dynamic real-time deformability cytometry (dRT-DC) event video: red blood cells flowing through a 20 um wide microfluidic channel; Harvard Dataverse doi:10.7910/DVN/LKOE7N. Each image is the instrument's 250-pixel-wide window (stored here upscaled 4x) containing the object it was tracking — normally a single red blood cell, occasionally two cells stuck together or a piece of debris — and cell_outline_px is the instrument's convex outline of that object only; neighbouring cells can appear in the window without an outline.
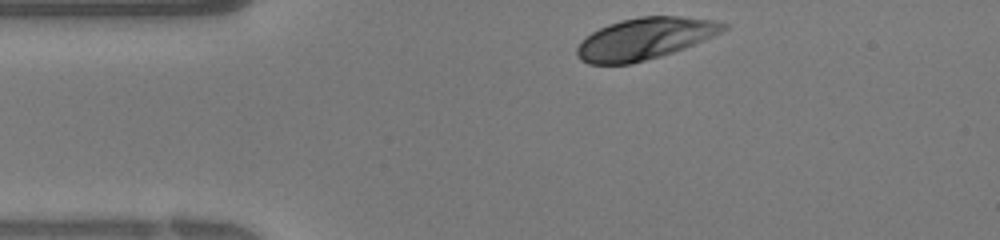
{"species": "human", "species_latin": "Homo sapiens", "temperature_condition": "warm", "stored_images_in_passage": 26, "camera_frame_rate_fps": 3000, "um_per_image_px": 0.085, "donor": {"sex": "female"}, "frame": {"image": 1, "passage_image": 1, "time_ms": 0.0, "image_size_px": [1000, 240], "cell_outline_px": [[728, 28], [704, 40], [684, 48], [660, 56], [632, 64], [588, 64], [580, 60], [576, 56], [576, 48], [592, 32], [608, 24], [620, 20], [640, 16], [680, 16], [716, 20], [728, 24]], "centroid_in_image_um": [54.81, 3.28], "position_along_channel_um": 30.2, "area_um2": 35.43}}
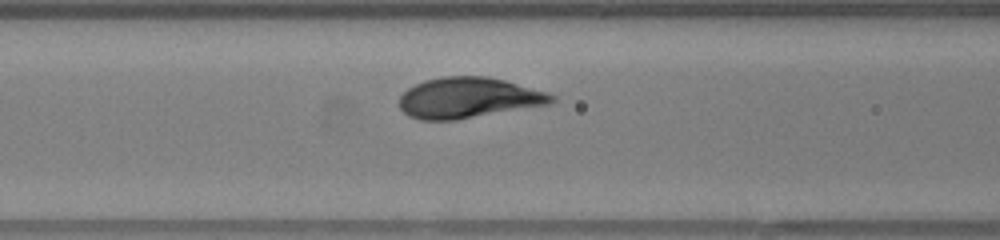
{"frame": {"image": 2, "passage_image": 9, "time_ms": 2.667, "image_size_px": [1000, 240], "cell_outline_px": [[556, 100], [548, 104], [456, 120], [420, 120], [408, 116], [400, 108], [400, 96], [408, 88], [424, 80], [444, 76], [488, 76], [504, 80], [548, 92], [556, 96]], "centroid_in_image_um": [39.81, 8.31], "position_along_channel_um": 126.8, "area_um2": 36.01}}
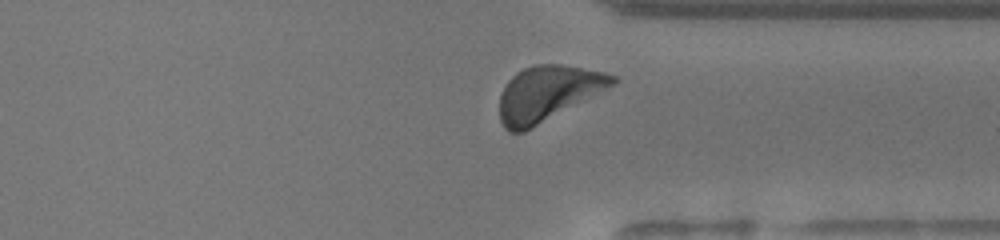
{"frame": {"image": 3, "passage_image": 23, "time_ms": 7.333, "image_size_px": [1000, 240], "cell_outline_px": [[620, 80], [616, 84], [532, 128], [524, 132], [508, 132], [504, 128], [500, 120], [500, 96], [508, 80], [516, 72], [524, 68], [536, 64], [560, 64], [604, 72], [616, 76]], "centroid_in_image_um": [46.56, 7.94], "position_along_channel_um": 364.8, "area_um2": 36.18}}